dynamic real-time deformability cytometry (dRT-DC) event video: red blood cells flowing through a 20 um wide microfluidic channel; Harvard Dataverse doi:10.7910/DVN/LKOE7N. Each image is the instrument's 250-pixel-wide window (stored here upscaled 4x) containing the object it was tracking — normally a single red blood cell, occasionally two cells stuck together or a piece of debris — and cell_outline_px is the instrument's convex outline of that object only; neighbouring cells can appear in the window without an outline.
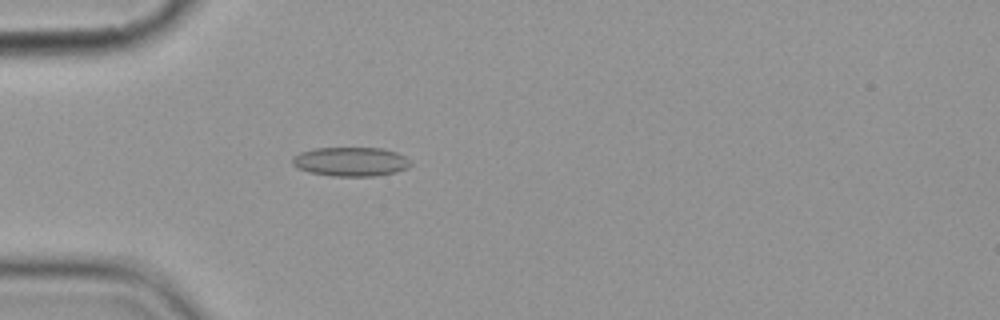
{"species": "common noctule bat (a hibernating species)", "species_latin": "Nyctalus noctula", "temperature_condition": "cold", "stored_images_in_passage": 5, "camera_frame_rate_fps": 3000, "um_per_image_px": 0.085, "animal": {"sex": "female", "body_mass_g": 19.9}, "frame": {"image": 1, "passage_image": 5, "time_ms": 5.333, "image_size_px": [1000, 320], "cell_outline_px": [[412, 164], [408, 168], [396, 172], [372, 176], [332, 176], [308, 172], [296, 168], [292, 164], [292, 156], [300, 152], [312, 148], [384, 148], [396, 152], [404, 156]], "centroid_in_image_um": [29.77, 13.74], "position_along_channel_um": 55.2, "area_um2": 20.23}}